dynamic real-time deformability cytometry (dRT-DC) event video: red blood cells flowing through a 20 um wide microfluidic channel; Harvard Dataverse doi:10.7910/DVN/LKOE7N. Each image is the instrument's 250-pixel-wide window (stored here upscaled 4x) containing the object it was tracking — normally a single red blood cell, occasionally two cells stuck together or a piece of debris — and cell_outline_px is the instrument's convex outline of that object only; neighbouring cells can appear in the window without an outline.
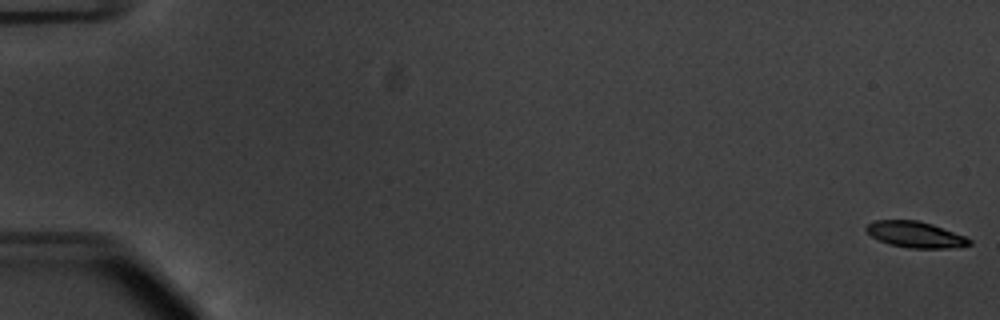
{"species": "common noctule bat (a hibernating species)", "species_latin": "Nyctalus noctula", "temperature_condition": "warm", "stored_images_in_passage": 56, "camera_frame_rate_fps": 3000, "um_per_image_px": 0.085, "animal": {"sex": "male", "body_mass_g": 20.1, "forearm_length_mm": 53.5}, "frame": {"image": 1, "passage_image": 1, "time_ms": 0.0, "image_size_px": [1000, 320], "cell_outline_px": [[972, 244], [948, 248], [908, 248], [888, 244], [872, 236], [864, 228], [868, 224], [876, 220], [916, 220], [932, 224], [964, 236], [972, 240]], "centroid_in_image_um": [77.8, 19.94], "position_along_channel_um": 7.2, "area_um2": 15.49}}
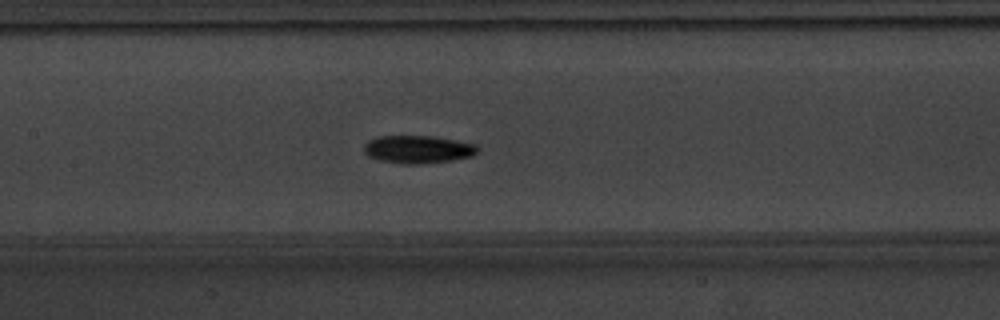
{"frame": {"image": 2, "passage_image": 28, "time_ms": 9.0, "image_size_px": [1000, 320], "cell_outline_px": [[480, 148], [472, 156], [452, 160], [420, 164], [400, 164], [380, 160], [368, 156], [364, 152], [364, 144], [368, 140], [380, 136], [432, 136], [476, 144]], "centroid_in_image_um": [35.51, 12.7], "position_along_channel_um": 171.9, "area_um2": 18.44}}
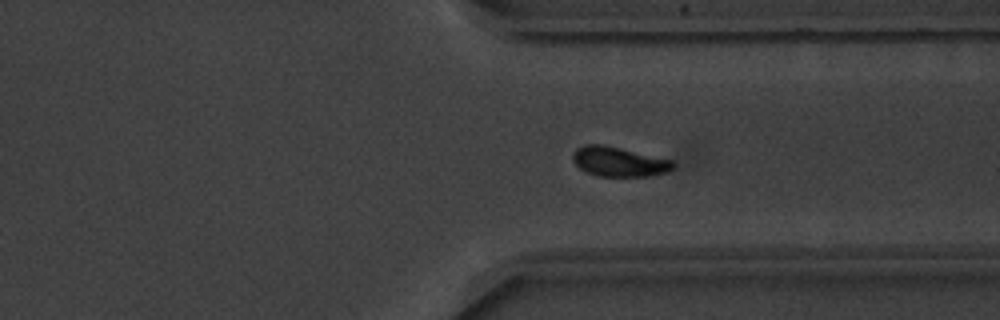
{"frame": {"image": 3, "passage_image": 43, "time_ms": 14.0, "image_size_px": [1000, 320], "cell_outline_px": [[676, 164], [668, 172], [648, 176], [596, 176], [580, 168], [572, 160], [572, 156], [576, 148], [584, 144], [604, 144], [672, 160]], "centroid_in_image_um": [52.6, 13.73], "position_along_channel_um": 358.8, "area_um2": 17.34}, "authors_computed_cell_mechanics": {"area_um2": 17.2822, "velocity_mm_per_s": 3.7417, "shape_relaxation_time_tau1_ms": 2.4114, "shape_relaxation_time_tau2_ms": 3.4205, "deformation_change_tau1": 0.1187, "deformation_change_tau2": 0.0689}}